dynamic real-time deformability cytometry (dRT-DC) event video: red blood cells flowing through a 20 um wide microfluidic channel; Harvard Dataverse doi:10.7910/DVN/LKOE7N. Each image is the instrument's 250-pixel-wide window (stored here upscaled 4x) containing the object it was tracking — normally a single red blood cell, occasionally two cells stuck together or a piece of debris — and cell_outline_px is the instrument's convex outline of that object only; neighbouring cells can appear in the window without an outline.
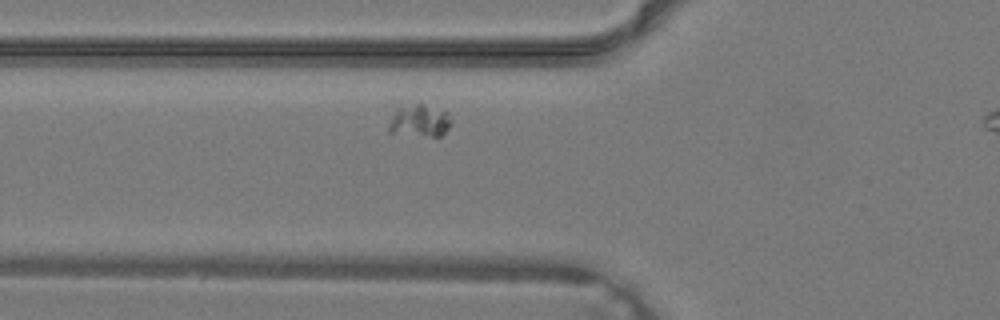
{"species": "common noctule bat (a hibernating species)", "species_latin": "Nyctalus noctula", "temperature_condition": "warm", "stored_images_in_passage": 30, "segment_of_instrument_passage": [1, 2], "camera_frame_rate_fps": 3000, "um_per_image_px": 0.085, "animal": {"sex": "male", "body_mass_g": 19.2, "forearm_length_mm": 51.8}, "frame": {"image": 1, "passage_image": 10, "time_ms": 3.0, "image_size_px": [1000, 320], "cell_outline_px": [[452, 124], [440, 136], [432, 136], [388, 132], [388, 124], [396, 108], [420, 100], [452, 112]], "centroid_in_image_um": [35.73, 10.17], "position_along_channel_um": 90.1, "area_um2": 12.48}}
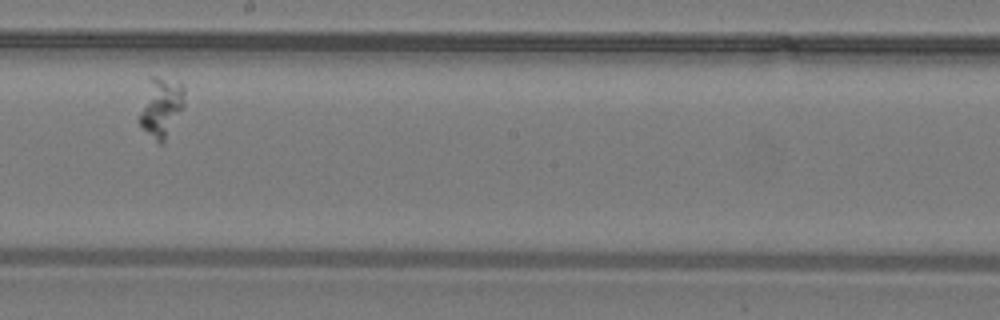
{"frame": {"image": 2, "passage_image": 19, "time_ms": 6.0, "image_size_px": [1000, 320], "cell_outline_px": [[184, 104], [164, 140], [160, 144], [156, 144], [140, 124], [140, 116], [148, 76], [156, 76], [180, 80], [184, 88]], "centroid_in_image_um": [13.7, 9.04], "position_along_channel_um": 234.5, "area_um2": 15.49}}
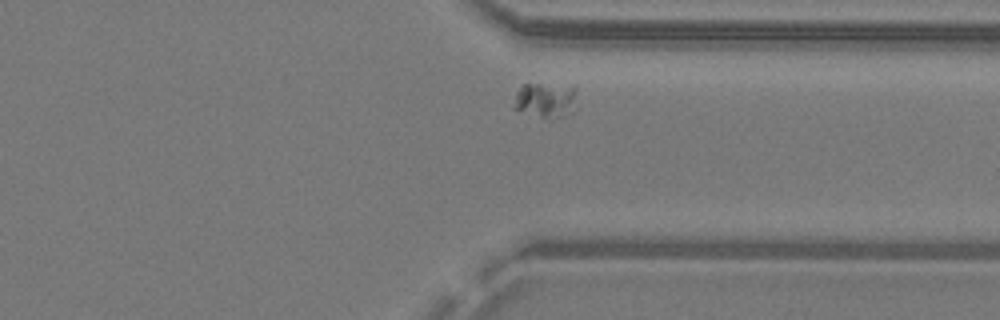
{"frame": {"image": 3, "passage_image": 27, "time_ms": 8.667, "image_size_px": [1000, 320], "cell_outline_px": [[576, 92], [568, 116], [552, 120], [548, 120], [512, 108], [516, 92], [520, 84], [576, 84]], "centroid_in_image_um": [46.35, 8.5], "position_along_channel_um": 365.1, "area_um2": 13.35}}